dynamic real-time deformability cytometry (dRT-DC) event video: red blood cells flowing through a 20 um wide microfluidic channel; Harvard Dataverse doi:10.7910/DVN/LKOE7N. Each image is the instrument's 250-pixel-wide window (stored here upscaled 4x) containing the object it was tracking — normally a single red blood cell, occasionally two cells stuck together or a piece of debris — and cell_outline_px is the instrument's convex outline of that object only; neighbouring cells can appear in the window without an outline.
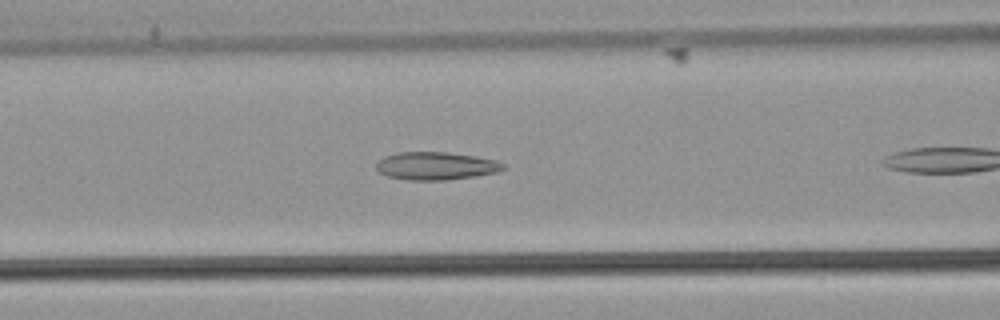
{"species": "common noctule bat (a hibernating species)", "species_latin": "Nyctalus noctula", "temperature_condition": "warm", "stored_images_in_passage": 11, "camera_frame_rate_fps": 3000, "um_per_image_px": 0.085, "animal": {"sex": "male", "body_mass_g": 21.5, "forearm_length_mm": 52.0}, "frame": {"image": 1, "passage_image": 7, "time_ms": 2.0, "image_size_px": [1000, 320], "cell_outline_px": [[504, 168], [500, 172], [476, 176], [444, 180], [408, 180], [388, 176], [376, 172], [376, 164], [384, 156], [400, 152], [444, 152], [476, 156], [496, 160], [504, 164]], "centroid_in_image_um": [37.05, 14.1], "position_along_channel_um": 129.5, "area_um2": 20.69}}
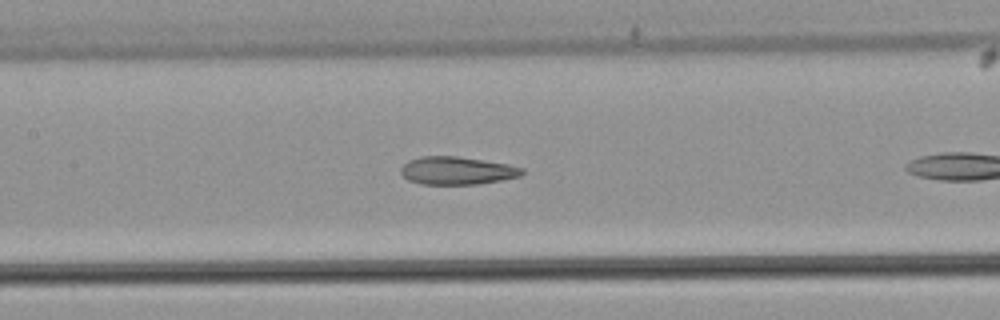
{"frame": {"image": 2, "passage_image": 10, "time_ms": 3.0, "image_size_px": [1000, 320], "cell_outline_px": [[524, 172], [520, 176], [500, 180], [476, 184], [424, 184], [408, 180], [400, 172], [400, 168], [408, 160], [420, 156], [456, 156], [508, 164], [524, 168]], "centroid_in_image_um": [38.83, 14.49], "position_along_channel_um": 168.6, "area_um2": 19.59}}